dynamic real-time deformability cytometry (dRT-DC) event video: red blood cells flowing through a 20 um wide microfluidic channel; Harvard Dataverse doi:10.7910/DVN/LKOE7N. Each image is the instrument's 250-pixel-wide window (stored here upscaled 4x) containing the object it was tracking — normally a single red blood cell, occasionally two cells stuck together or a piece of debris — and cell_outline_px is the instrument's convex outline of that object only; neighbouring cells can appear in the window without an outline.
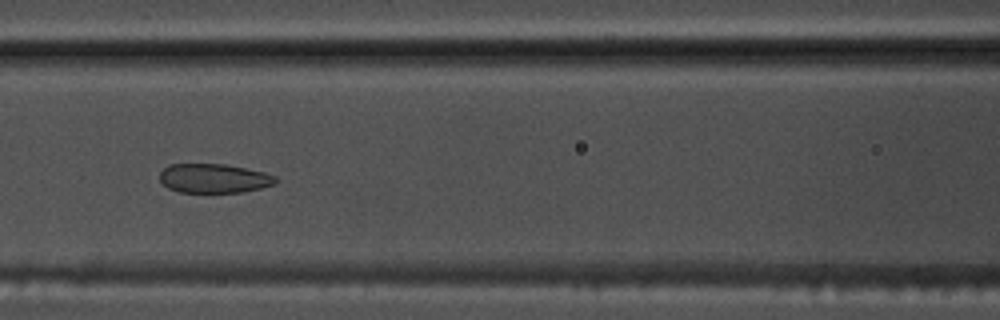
{"species": "common noctule bat (a hibernating species)", "species_latin": "Nyctalus noctula", "temperature_condition": "warm", "stored_images_in_passage": 55, "camera_frame_rate_fps": 3000, "um_per_image_px": 0.085, "animal": {"sex": "male", "body_mass_g": 17.5, "forearm_length_mm": 52.3}, "frame": {"image": 1, "passage_image": 24, "time_ms": 7.667, "image_size_px": [1000, 320], "cell_outline_px": [[276, 184], [260, 188], [240, 192], [180, 192], [168, 188], [160, 180], [160, 172], [168, 164], [224, 164], [264, 172], [276, 176]], "centroid_in_image_um": [18.17, 15.15], "position_along_channel_um": 148.4, "area_um2": 19.59}}
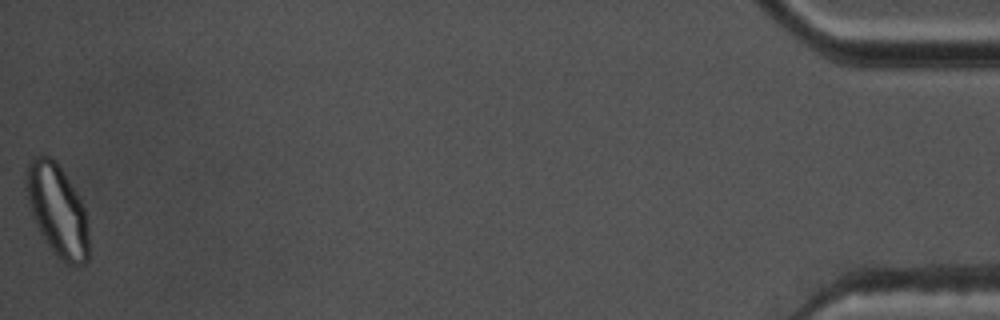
{"frame": {"image": 2, "passage_image": 55, "time_ms": 18.0, "image_size_px": [1000, 320], "cell_outline_px": [[88, 260], [84, 264], [76, 268], [68, 264], [56, 256], [40, 232], [32, 216], [28, 204], [24, 188], [24, 168], [28, 160], [36, 156], [48, 156], [56, 160], [64, 172], [76, 192], [84, 208], [88, 224]], "centroid_in_image_um": [4.84, 17.85], "position_along_channel_um": 430.4, "area_um2": 34.04}, "authors_computed_cell_mechanics": {"area_um2": 25.721, "velocity_mm_per_s": 3.6636, "shape_relaxation_time_tau1_ms": 6.9525, "shape_relaxation_time_tau2_ms": 1.3756, "deformation_change_tau1": 0.1423, "deformation_change_tau2": 0.0726}}